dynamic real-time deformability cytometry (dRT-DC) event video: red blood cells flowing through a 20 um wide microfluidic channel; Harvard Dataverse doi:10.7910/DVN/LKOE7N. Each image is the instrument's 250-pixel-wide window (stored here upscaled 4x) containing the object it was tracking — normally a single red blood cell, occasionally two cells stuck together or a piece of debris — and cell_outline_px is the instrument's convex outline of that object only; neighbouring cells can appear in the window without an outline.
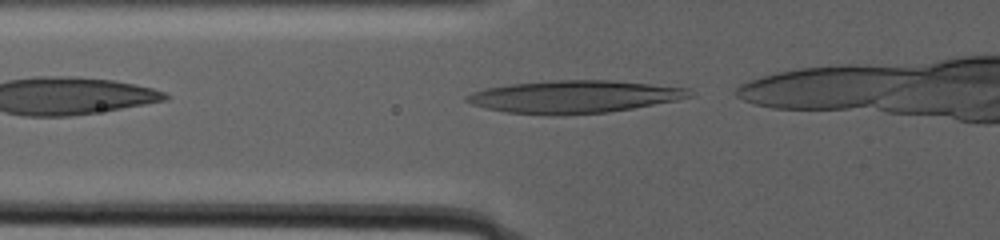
{"species": "human", "species_latin": "Homo sapiens", "temperature_condition": "warm", "stored_images_in_passage": 12, "camera_frame_rate_fps": 3000, "um_per_image_px": 0.085, "donor": {"sex": "male"}, "frame": {"image": 1, "passage_image": 2, "time_ms": 0.333, "image_size_px": [1000, 240], "cell_outline_px": [[696, 96], [676, 100], [632, 108], [608, 112], [504, 112], [472, 104], [464, 100], [464, 96], [472, 92], [484, 88], [508, 84], [556, 80], [612, 80], [688, 88]], "centroid_in_image_um": [48.83, 8.17], "position_along_channel_um": 77.0, "area_um2": 40.92}}
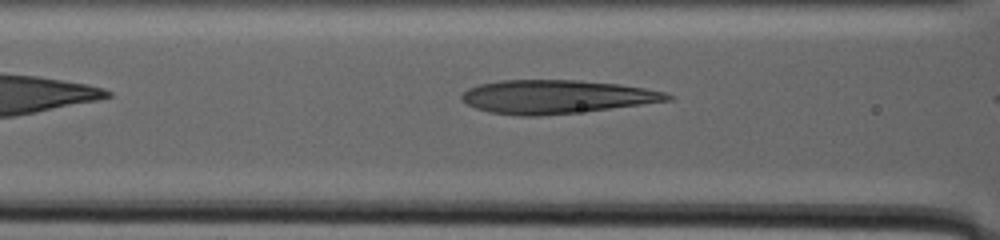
{"frame": {"image": 2, "passage_image": 8, "time_ms": 2.667, "image_size_px": [1000, 240], "cell_outline_px": [[672, 100], [576, 112], [536, 116], [520, 116], [488, 112], [476, 108], [460, 100], [460, 96], [468, 88], [480, 84], [500, 80], [576, 80], [620, 84], [668, 92], [672, 96]], "centroid_in_image_um": [47.24, 8.22], "position_along_channel_um": 119.4, "area_um2": 39.94}}